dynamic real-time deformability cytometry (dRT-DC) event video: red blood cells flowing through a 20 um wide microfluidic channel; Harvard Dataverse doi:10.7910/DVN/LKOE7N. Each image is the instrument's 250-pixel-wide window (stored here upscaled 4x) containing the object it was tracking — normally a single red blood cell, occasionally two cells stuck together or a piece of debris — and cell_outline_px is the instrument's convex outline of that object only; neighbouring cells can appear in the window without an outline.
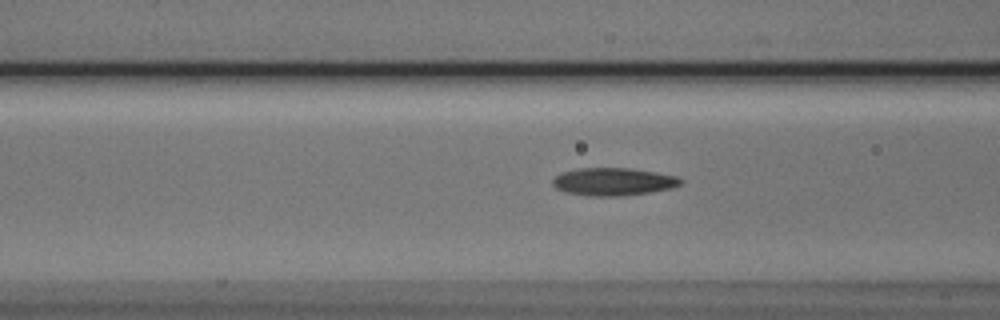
{"species": "Egyptian fruit bat (a non-hibernating species)", "species_latin": "Rousettus aegyptiacus", "temperature_condition": "cold", "stored_images_in_passage": 9, "camera_frame_rate_fps": 3000, "um_per_image_px": 0.085, "animal": {"sex": "male"}, "frame": {"image": 1, "passage_image": 7, "time_ms": 2.0, "image_size_px": [1000, 320], "cell_outline_px": [[684, 180], [680, 184], [672, 188], [624, 196], [588, 196], [564, 192], [556, 188], [552, 184], [552, 180], [560, 172], [580, 168], [628, 168], [676, 176]], "centroid_in_image_um": [52.09, 15.45], "position_along_channel_um": 114.5, "area_um2": 20.63}}